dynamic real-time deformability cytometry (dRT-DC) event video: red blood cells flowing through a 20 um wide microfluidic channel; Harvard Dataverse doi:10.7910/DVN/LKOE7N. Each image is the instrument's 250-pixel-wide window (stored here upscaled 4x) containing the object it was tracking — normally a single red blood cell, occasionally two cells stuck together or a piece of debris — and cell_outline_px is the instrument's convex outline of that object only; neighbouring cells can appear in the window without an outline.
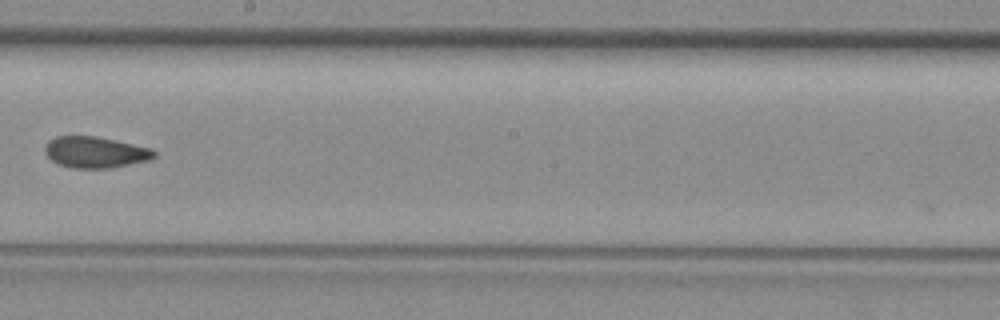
{"species": "common noctule bat (a hibernating species)", "species_latin": "Nyctalus noctula", "temperature_condition": "room temperature", "stored_images_in_passage": 7, "camera_frame_rate_fps": 3000, "um_per_image_px": 0.085, "animal": {"sex": "female", "body_mass_g": 29.2, "forearm_length_mm": 56.3}, "frame": {"image": 1, "passage_image": 7, "time_ms": 2.0, "image_size_px": [1000, 320], "cell_outline_px": [[156, 156], [152, 160], [108, 168], [72, 168], [60, 164], [52, 160], [48, 156], [44, 148], [48, 140], [56, 136], [96, 136], [152, 148], [156, 152]], "centroid_in_image_um": [8.13, 12.93], "position_along_channel_um": 240.1, "area_um2": 19.88}}